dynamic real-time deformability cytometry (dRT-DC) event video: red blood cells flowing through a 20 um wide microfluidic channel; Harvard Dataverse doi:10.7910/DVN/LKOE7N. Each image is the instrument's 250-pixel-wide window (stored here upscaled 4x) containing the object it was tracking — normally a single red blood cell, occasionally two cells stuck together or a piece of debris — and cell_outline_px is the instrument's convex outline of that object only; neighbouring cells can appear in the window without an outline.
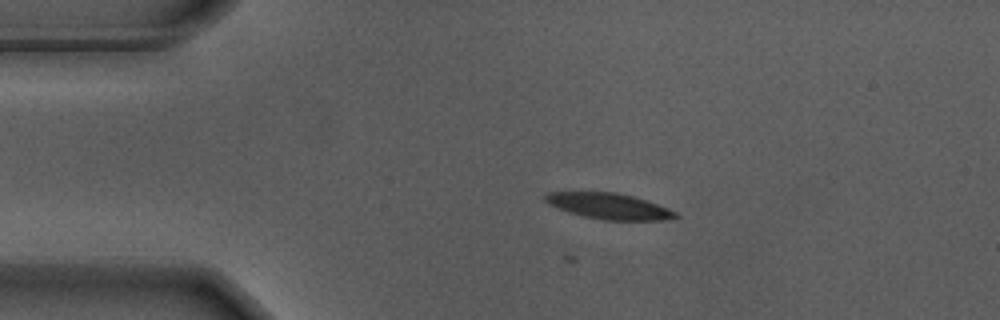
{"species": "Egyptian fruit bat (a non-hibernating species)", "species_latin": "Rousettus aegyptiacus", "temperature_condition": "warm", "stored_images_in_passage": 2, "camera_frame_rate_fps": 3000, "um_per_image_px": 0.085, "animal": {"sex": "male"}, "frame": {"image": 1, "passage_image": 2, "time_ms": 0.333, "image_size_px": [1000, 320], "cell_outline_px": [[680, 216], [668, 220], [604, 220], [584, 216], [568, 212], [548, 204], [544, 200], [544, 196], [548, 192], [616, 192], [632, 196], [668, 208], [676, 212]], "centroid_in_image_um": [51.75, 17.52], "position_along_channel_um": 33.2, "area_um2": 19.54}}